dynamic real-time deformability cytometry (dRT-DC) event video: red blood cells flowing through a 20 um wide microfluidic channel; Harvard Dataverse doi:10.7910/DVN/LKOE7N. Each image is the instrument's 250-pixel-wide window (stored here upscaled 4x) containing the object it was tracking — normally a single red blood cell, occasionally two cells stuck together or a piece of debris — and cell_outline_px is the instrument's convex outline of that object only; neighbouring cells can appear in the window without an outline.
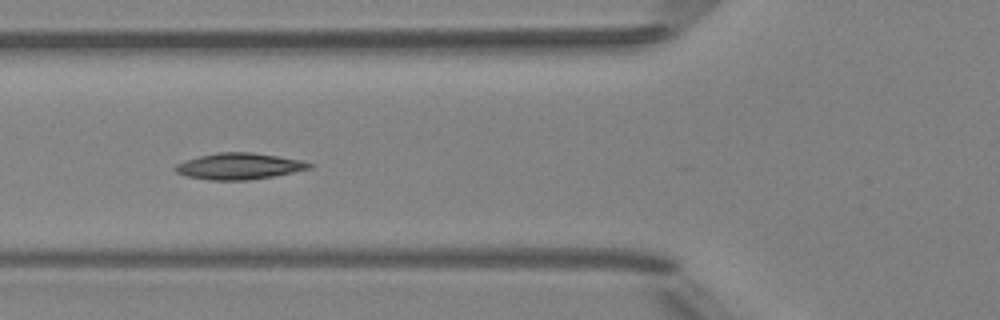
{"species": "Egyptian fruit bat (a non-hibernating species)", "species_latin": "Rousettus aegyptiacus", "temperature_condition": "room temperature", "stored_images_in_passage": 6, "camera_frame_rate_fps": 3000, "um_per_image_px": 0.085, "animal": {"sex": "female"}, "frame": {"image": 1, "passage_image": 4, "time_ms": 3.333, "image_size_px": [1000, 320], "cell_outline_px": [[312, 168], [272, 176], [248, 180], [208, 180], [188, 176], [176, 172], [172, 168], [176, 164], [200, 156], [216, 152], [252, 152], [300, 160], [312, 164]], "centroid_in_image_um": [20.29, 14.13], "position_along_channel_um": 105.5, "area_um2": 20.29}}
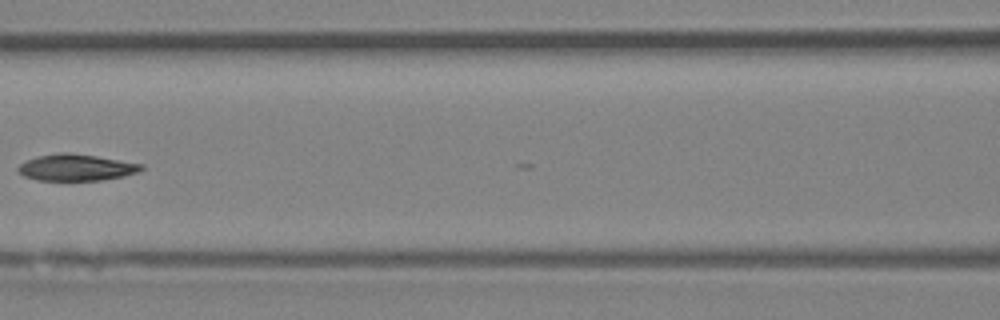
{"frame": {"image": 2, "passage_image": 5, "time_ms": 4.667, "image_size_px": [1000, 320], "cell_outline_px": [[144, 168], [136, 172], [124, 176], [100, 180], [36, 180], [24, 176], [16, 168], [20, 164], [28, 160], [40, 156], [60, 152], [68, 152], [96, 156], [144, 164]], "centroid_in_image_um": [6.49, 14.23], "position_along_channel_um": 160.1, "area_um2": 18.84}}
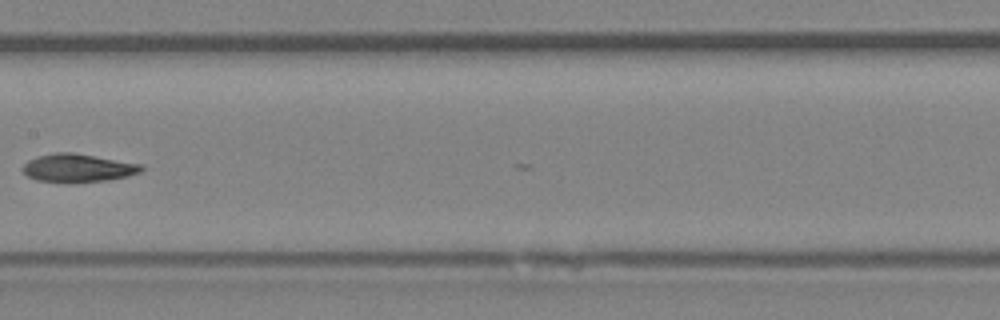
{"frame": {"image": 3, "passage_image": 6, "time_ms": 5.667, "image_size_px": [1000, 320], "cell_outline_px": [[144, 168], [140, 172], [128, 176], [108, 180], [36, 180], [28, 176], [24, 172], [24, 164], [28, 160], [36, 156], [56, 152], [72, 152], [144, 164]], "centroid_in_image_um": [6.67, 14.23], "position_along_channel_um": 200.7, "area_um2": 18.84}}